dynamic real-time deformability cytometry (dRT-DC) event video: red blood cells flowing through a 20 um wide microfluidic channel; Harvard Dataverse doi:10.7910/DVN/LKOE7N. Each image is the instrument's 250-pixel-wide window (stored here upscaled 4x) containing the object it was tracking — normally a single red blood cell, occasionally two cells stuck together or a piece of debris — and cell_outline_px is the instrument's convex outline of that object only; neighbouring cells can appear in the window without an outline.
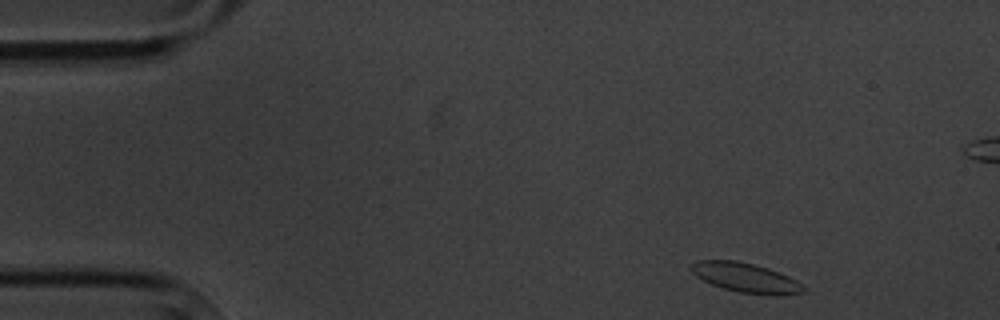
{"species": "common noctule bat (a hibernating species)", "species_latin": "Nyctalus noctula", "temperature_condition": "cold", "stored_images_in_passage": 5, "camera_frame_rate_fps": 3000, "um_per_image_px": 0.085, "animal": {"sex": "male", "body_mass_g": 20.1, "forearm_length_mm": 53.5}, "frame": {"image": 1, "passage_image": 1, "time_ms": 0.0, "image_size_px": [1000, 320], "cell_outline_px": [[808, 288], [804, 292], [784, 296], [772, 296], [740, 292], [724, 288], [712, 284], [696, 276], [692, 272], [692, 264], [696, 260], [736, 260], [768, 268], [788, 276], [796, 280]], "centroid_in_image_um": [63.45, 23.62], "position_along_channel_um": 21.5, "area_um2": 19.36}}